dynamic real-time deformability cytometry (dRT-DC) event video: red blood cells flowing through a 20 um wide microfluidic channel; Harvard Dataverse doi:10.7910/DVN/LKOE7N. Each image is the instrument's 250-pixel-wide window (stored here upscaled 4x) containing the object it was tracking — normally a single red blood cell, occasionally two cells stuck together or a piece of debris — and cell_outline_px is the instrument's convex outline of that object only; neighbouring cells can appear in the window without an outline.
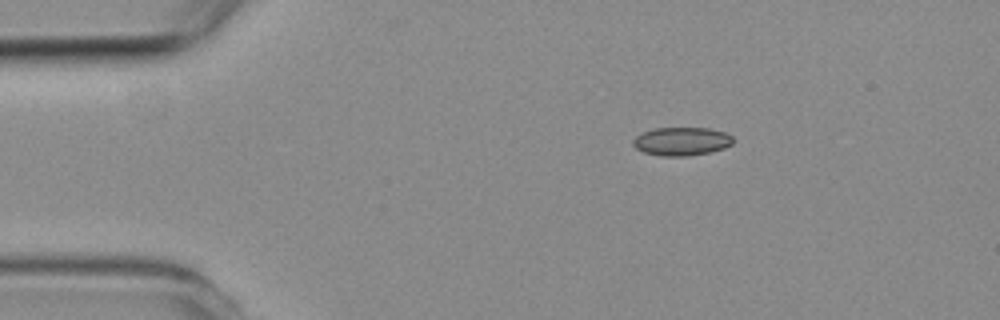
{"species": "common noctule bat (a hibernating species)", "species_latin": "Nyctalus noctula", "temperature_condition": "room temperature", "stored_images_in_passage": 7, "camera_frame_rate_fps": 3000, "um_per_image_px": 0.085, "animal": {"sex": "female", "body_mass_g": 19.3, "forearm_length_mm": 54.1}, "frame": {"image": 1, "passage_image": 2, "time_ms": 1.333, "image_size_px": [1000, 320], "cell_outline_px": [[732, 144], [724, 148], [712, 152], [688, 156], [660, 156], [644, 152], [636, 148], [632, 144], [632, 140], [640, 132], [656, 128], [708, 128], [724, 132], [732, 136]], "centroid_in_image_um": [57.91, 12.02], "position_along_channel_um": 27.1, "area_um2": 16.65}}
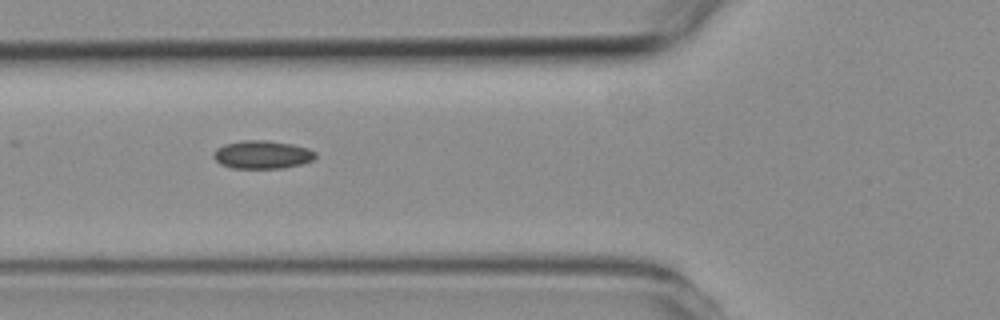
{"frame": {"image": 2, "passage_image": 5, "time_ms": 4.667, "image_size_px": [1000, 320], "cell_outline_px": [[316, 156], [312, 160], [300, 164], [284, 168], [232, 168], [220, 164], [212, 156], [212, 152], [216, 148], [224, 144], [244, 140], [268, 140], [292, 144], [308, 148], [316, 152]], "centroid_in_image_um": [22.26, 13.14], "position_along_channel_um": 103.5, "area_um2": 16.82}}
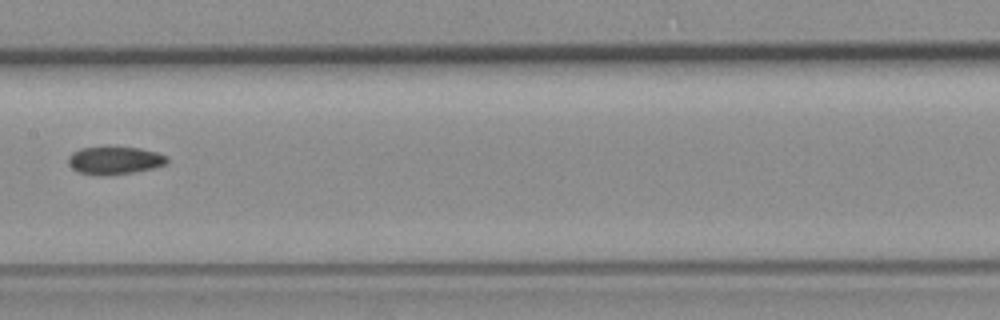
{"frame": {"image": 3, "passage_image": 7, "time_ms": 7.0, "image_size_px": [1000, 320], "cell_outline_px": [[168, 164], [152, 168], [132, 172], [80, 172], [72, 168], [68, 164], [68, 156], [72, 152], [80, 148], [140, 148], [156, 152], [168, 156]], "centroid_in_image_um": [9.79, 13.59], "position_along_channel_um": 197.6, "area_um2": 15.03}}